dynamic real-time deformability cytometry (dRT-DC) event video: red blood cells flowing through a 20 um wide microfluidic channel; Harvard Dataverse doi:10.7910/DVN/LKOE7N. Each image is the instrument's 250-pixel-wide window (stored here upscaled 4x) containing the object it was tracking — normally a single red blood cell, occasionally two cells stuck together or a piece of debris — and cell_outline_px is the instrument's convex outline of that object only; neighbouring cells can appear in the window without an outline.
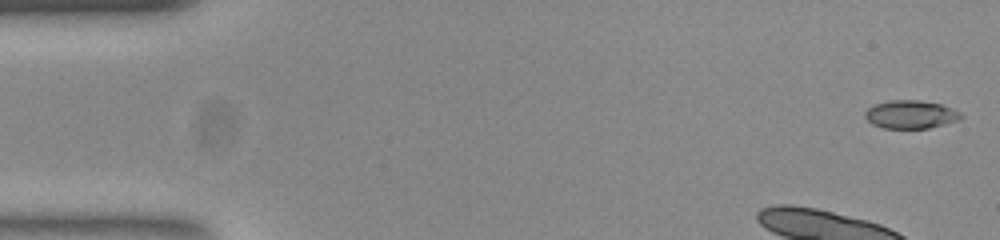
{"species": "common noctule bat (a hibernating species)", "species_latin": "Nyctalus noctula", "temperature_condition": "room temperature", "stored_images_in_passage": 12, "camera_frame_rate_fps": 3000, "um_per_image_px": 0.085, "animal": {"sex": "female", "body_mass_g": 23.0, "forearm_length_mm": 53.4}, "frame": {"image": 1, "passage_image": 1, "time_ms": 0.0, "image_size_px": [1000, 240], "cell_outline_px": [[964, 116], [960, 120], [928, 128], [884, 128], [872, 124], [864, 116], [864, 112], [872, 104], [888, 100], [920, 100], [940, 104], [952, 108], [960, 112]], "centroid_in_image_um": [77.4, 9.72], "position_along_channel_um": 7.6, "area_um2": 15.9}}